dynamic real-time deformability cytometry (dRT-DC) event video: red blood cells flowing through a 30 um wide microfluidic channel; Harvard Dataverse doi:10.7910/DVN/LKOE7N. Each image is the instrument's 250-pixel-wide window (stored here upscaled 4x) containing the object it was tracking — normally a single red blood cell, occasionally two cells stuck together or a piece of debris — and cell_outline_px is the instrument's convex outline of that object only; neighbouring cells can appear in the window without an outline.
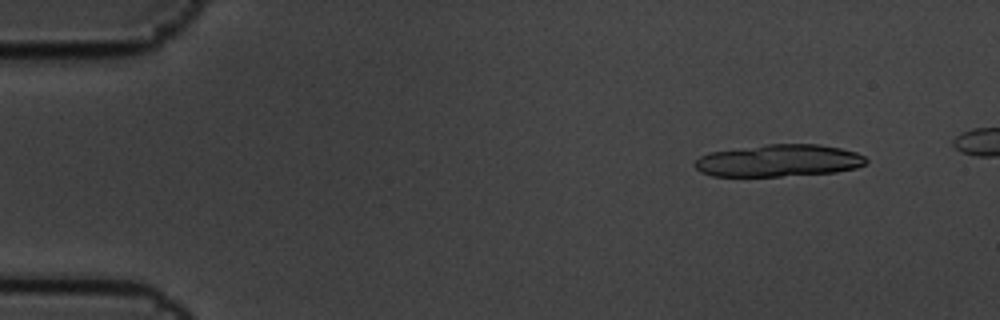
{"species": "common noctule bat (a hibernating species)", "species_latin": "Nyctalus noctula", "temperature_condition": "cold", "stored_images_in_passage": 6, "camera_frame_rate_fps": 3000, "um_per_image_px": 0.085, "animal": {"sex": "male", "body_mass_g": 19.5, "forearm_length_mm": 54.6}, "frame": {"image": 1, "passage_image": 2, "time_ms": 0.333, "image_size_px": [1000, 320], "cell_outline_px": [[868, 160], [864, 164], [856, 168], [836, 172], [780, 176], [712, 176], [700, 172], [692, 164], [700, 156], [708, 152], [768, 144], [820, 144], [840, 148], [856, 152], [864, 156]], "centroid_in_image_um": [66.17, 13.65], "position_along_channel_um": 18.8, "area_um2": 32.19}}